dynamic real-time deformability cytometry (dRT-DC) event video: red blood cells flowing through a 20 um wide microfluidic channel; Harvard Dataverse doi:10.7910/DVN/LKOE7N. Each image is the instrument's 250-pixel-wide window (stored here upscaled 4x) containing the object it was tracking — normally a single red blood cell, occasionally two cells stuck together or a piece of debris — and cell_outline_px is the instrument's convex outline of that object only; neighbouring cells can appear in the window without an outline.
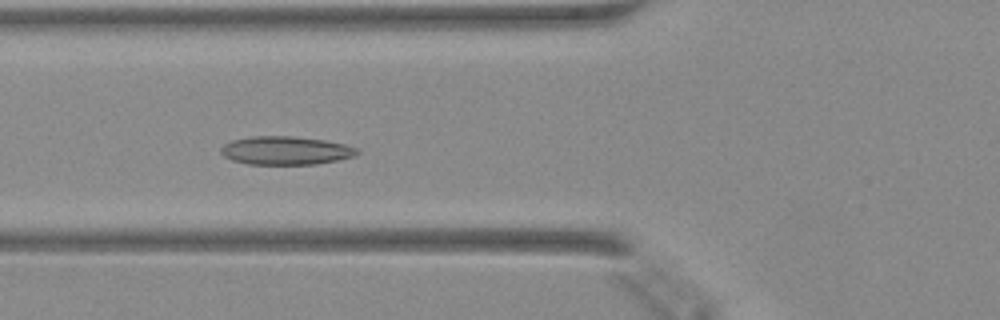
{"species": "Egyptian fruit bat (a non-hibernating species)", "species_latin": "Rousettus aegyptiacus", "temperature_condition": "warm", "stored_images_in_passage": 30, "camera_frame_rate_fps": 3000, "um_per_image_px": 0.085, "animal": {"sex": "female"}, "frame": {"image": 1, "passage_image": 18, "time_ms": 5.667, "image_size_px": [1000, 320], "cell_outline_px": [[360, 152], [356, 156], [316, 164], [248, 164], [232, 160], [224, 156], [220, 152], [220, 148], [224, 144], [232, 140], [252, 136], [292, 136], [324, 140], [344, 144], [356, 148]], "centroid_in_image_um": [24.27, 12.79], "position_along_channel_um": 101.5, "area_um2": 22.48}}
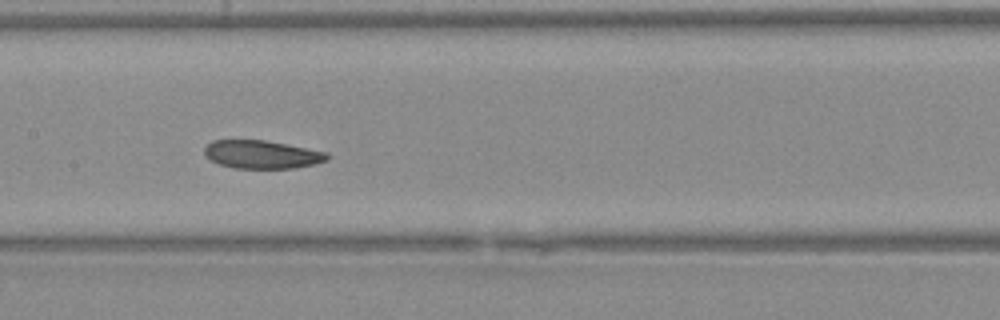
{"frame": {"image": 2, "passage_image": 24, "time_ms": 7.667, "image_size_px": [1000, 320], "cell_outline_px": [[328, 160], [316, 164], [292, 168], [232, 168], [220, 164], [212, 160], [204, 152], [204, 148], [212, 140], [264, 140], [328, 152]], "centroid_in_image_um": [22.28, 13.13], "position_along_channel_um": 185.1, "area_um2": 20.0}}
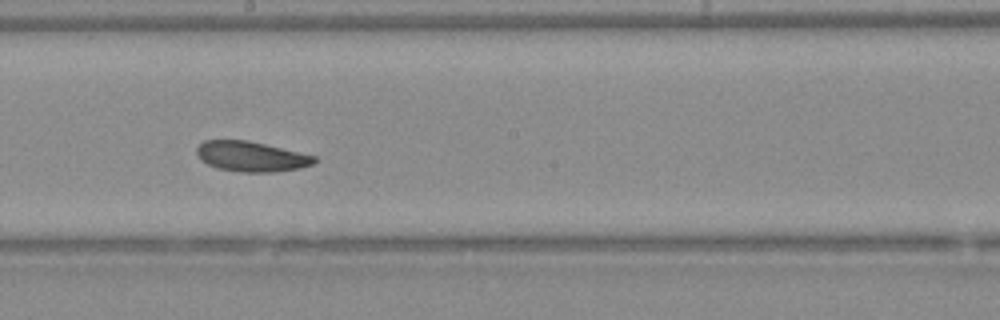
{"frame": {"image": 3, "passage_image": 27, "time_ms": 8.667, "image_size_px": [1000, 320], "cell_outline_px": [[316, 160], [312, 164], [300, 168], [276, 172], [240, 172], [216, 168], [200, 160], [196, 152], [196, 148], [204, 140], [244, 140], [264, 144], [316, 156]], "centroid_in_image_um": [21.32, 13.31], "position_along_channel_um": 226.9, "area_um2": 20.58}}